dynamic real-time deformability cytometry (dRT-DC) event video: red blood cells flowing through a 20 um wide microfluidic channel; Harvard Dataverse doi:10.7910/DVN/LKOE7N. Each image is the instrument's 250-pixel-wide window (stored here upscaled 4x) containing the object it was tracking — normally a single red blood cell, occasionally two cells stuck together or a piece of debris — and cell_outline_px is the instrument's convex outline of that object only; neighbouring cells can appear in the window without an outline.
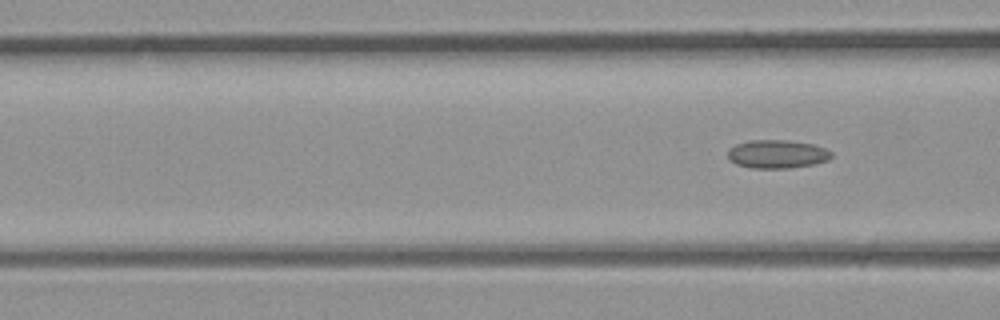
{"species": "common noctule bat (a hibernating species)", "species_latin": "Nyctalus noctula", "temperature_condition": "room temperature", "stored_images_in_passage": 6, "segment_of_instrument_passage": [2, 2], "camera_frame_rate_fps": 3000, "um_per_image_px": 0.085, "animal": {"sex": "male", "body_mass_g": 23.1, "forearm_length_mm": 52.7}, "frame": {"image": 1, "passage_image": 6, "time_ms": 1.667, "image_size_px": [1000, 320], "cell_outline_px": [[832, 156], [828, 160], [816, 164], [788, 168], [752, 168], [736, 164], [728, 160], [728, 148], [736, 144], [748, 140], [788, 140], [812, 144], [824, 148], [832, 152]], "centroid_in_image_um": [66.03, 13.1], "position_along_channel_um": 100.6, "area_um2": 17.28}}